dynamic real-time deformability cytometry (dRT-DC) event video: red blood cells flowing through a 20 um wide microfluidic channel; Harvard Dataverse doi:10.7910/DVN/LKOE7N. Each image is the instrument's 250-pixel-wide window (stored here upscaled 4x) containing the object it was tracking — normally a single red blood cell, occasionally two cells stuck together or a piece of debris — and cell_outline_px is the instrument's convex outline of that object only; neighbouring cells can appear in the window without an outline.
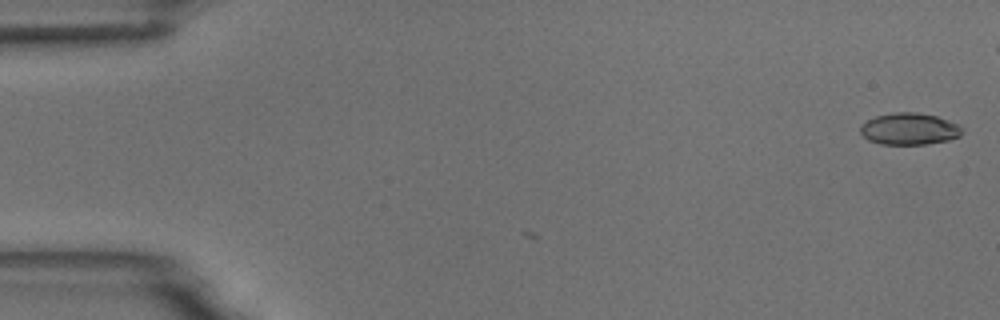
{"species": "common noctule bat (a hibernating species)", "species_latin": "Nyctalus noctula", "temperature_condition": "room temperature", "stored_images_in_passage": 2, "camera_frame_rate_fps": 3000, "um_per_image_px": 0.085, "animal": {"sex": "male", "body_mass_g": 18.8}, "frame": {"image": 1, "passage_image": 2, "time_ms": 1.0, "image_size_px": [1000, 320], "cell_outline_px": [[964, 132], [960, 136], [948, 140], [928, 144], [880, 144], [868, 140], [860, 132], [860, 124], [876, 116], [896, 112], [916, 112], [936, 116], [960, 124], [964, 128]], "centroid_in_image_um": [77.33, 10.96], "position_along_channel_um": 7.7, "area_um2": 19.02}}